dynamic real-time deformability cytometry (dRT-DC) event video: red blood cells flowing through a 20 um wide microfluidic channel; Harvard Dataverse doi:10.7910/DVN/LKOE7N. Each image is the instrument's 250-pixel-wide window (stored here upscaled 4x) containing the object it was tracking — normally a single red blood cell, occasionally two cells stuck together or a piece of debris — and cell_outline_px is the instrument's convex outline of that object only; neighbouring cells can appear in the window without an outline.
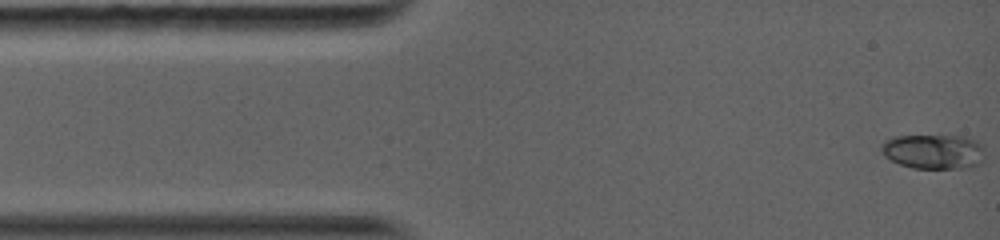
{"species": "common noctule bat (a hibernating species)", "species_latin": "Nyctalus noctula", "temperature_condition": "warm", "stored_images_in_passage": 31, "camera_frame_rate_fps": 5000, "um_per_image_px": 0.085, "animal": {"sex": "female", "body_mass_g": 19.0, "forearm_length_mm": 56.7}, "frame": {"image": 1, "passage_image": 1, "time_ms": 0.0, "image_size_px": [1000, 240], "cell_outline_px": [[984, 160], [976, 164], [960, 168], [912, 168], [900, 164], [884, 156], [880, 148], [880, 144], [884, 140], [892, 136], [964, 136], [976, 140], [984, 148]], "centroid_in_image_um": [79.32, 12.87], "position_along_channel_um": 5.7, "area_um2": 20.98}}
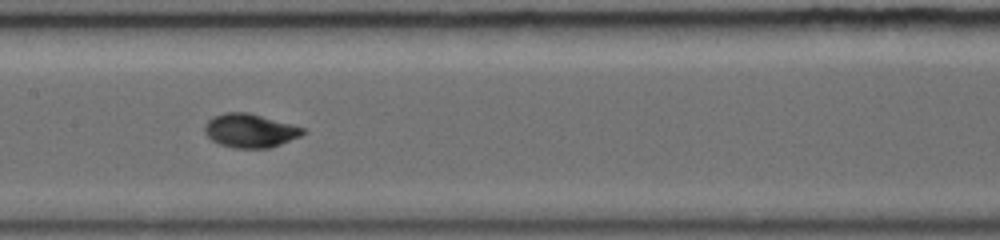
{"frame": {"image": 2, "passage_image": 14, "time_ms": 6.2, "image_size_px": [1000, 240], "cell_outline_px": [[308, 132], [300, 136], [280, 144], [268, 148], [232, 148], [220, 144], [212, 140], [204, 132], [204, 124], [212, 116], [224, 112], [248, 112], [292, 124], [304, 128]], "centroid_in_image_um": [21.24, 11.09], "position_along_channel_um": 186.2, "area_um2": 19.42}}
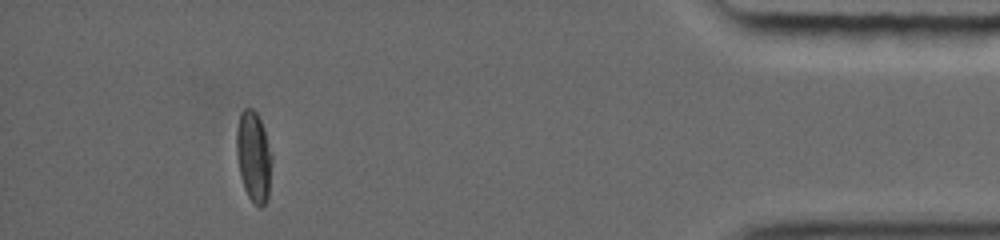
{"frame": {"image": 3, "passage_image": 27, "time_ms": 13.2, "image_size_px": [1000, 240], "cell_outline_px": [[272, 164], [268, 200], [260, 208], [248, 196], [244, 188], [240, 176], [236, 152], [236, 128], [240, 112], [244, 108], [252, 108], [256, 112], [260, 120], [272, 156]], "centroid_in_image_um": [21.55, 13.31], "position_along_channel_um": 413.7, "area_um2": 18.73}, "authors_computed_cell_mechanics": {"area_um2": 18.9006, "velocity_mm_per_s": 4.1576, "shape_relaxation_time_tau1_ms": 4.6003, "shape_relaxation_time_tau2_ms": 0.0236, "deformation_change_tau1": 0.1828, "deformation_change_tau2": 0.0279}}